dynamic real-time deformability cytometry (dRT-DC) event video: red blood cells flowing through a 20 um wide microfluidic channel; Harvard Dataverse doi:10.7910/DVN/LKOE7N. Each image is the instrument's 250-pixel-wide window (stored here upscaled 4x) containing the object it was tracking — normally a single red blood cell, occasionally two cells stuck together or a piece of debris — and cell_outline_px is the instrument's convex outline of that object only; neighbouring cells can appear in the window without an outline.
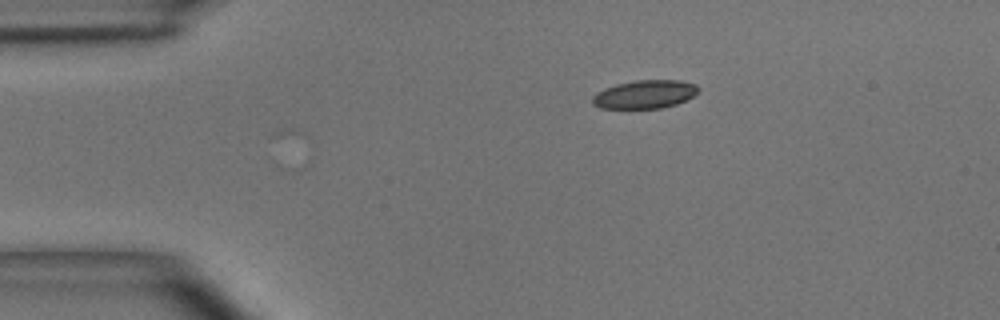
{"species": "common noctule bat (a hibernating species)", "species_latin": "Nyctalus noctula", "temperature_condition": "room temperature", "stored_images_in_passage": 3, "camera_frame_rate_fps": 3000, "um_per_image_px": 0.085, "animal": {"sex": "male", "body_mass_g": 15.6}, "frame": {"image": 1, "passage_image": 3, "time_ms": 0.667, "image_size_px": [1000, 320], "cell_outline_px": [[700, 88], [692, 96], [676, 104], [660, 108], [600, 108], [592, 104], [592, 96], [596, 92], [604, 88], [616, 84], [636, 80], [680, 80], [696, 84]], "centroid_in_image_um": [54.77, 8.01], "position_along_channel_um": 30.2, "area_um2": 17.46}}